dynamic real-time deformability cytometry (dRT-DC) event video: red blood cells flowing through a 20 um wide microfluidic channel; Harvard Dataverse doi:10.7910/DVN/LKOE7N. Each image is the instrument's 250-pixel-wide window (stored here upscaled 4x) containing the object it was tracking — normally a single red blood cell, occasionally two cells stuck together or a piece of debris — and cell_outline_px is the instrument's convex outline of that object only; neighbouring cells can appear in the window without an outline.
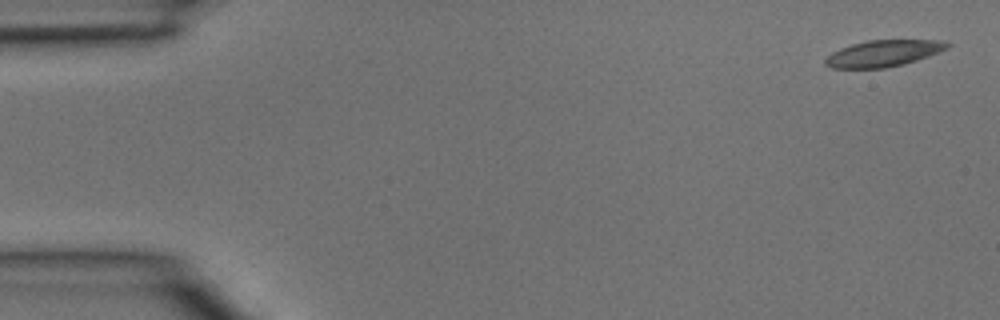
{"species": "common noctule bat (a hibernating species)", "species_latin": "Nyctalus noctula", "temperature_condition": "room temperature", "stored_images_in_passage": 5, "segment_of_instrument_passage": [1, 2], "camera_frame_rate_fps": 3000, "um_per_image_px": 0.085, "animal": {"sex": "male", "body_mass_g": 15.6}, "frame": {"image": 1, "passage_image": 1, "time_ms": 0.0, "image_size_px": [1000, 320], "cell_outline_px": [[952, 44], [948, 48], [928, 56], [904, 64], [884, 68], [832, 68], [824, 64], [824, 60], [832, 52], [840, 48], [852, 44], [868, 40], [948, 40]], "centroid_in_image_um": [75.11, 4.53], "position_along_channel_um": 9.9, "area_um2": 18.84}}